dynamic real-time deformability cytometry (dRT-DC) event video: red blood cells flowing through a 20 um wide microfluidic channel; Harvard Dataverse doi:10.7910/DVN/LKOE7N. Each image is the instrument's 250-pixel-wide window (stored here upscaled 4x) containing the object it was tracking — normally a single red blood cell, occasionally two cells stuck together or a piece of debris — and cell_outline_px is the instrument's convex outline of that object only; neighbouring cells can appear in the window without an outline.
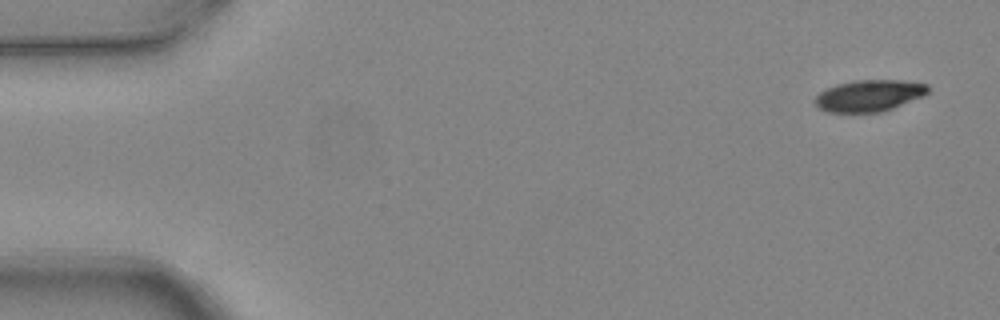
{"species": "common noctule bat (a hibernating species)", "species_latin": "Nyctalus noctula", "temperature_condition": "warm", "stored_images_in_passage": 9, "camera_frame_rate_fps": 3000, "um_per_image_px": 0.085, "animal": {"sex": "female", "body_mass_g": 24.6, "forearm_length_mm": 56.2}, "frame": {"image": 1, "passage_image": 1, "time_ms": 0.0, "image_size_px": [1000, 320], "cell_outline_px": [[928, 92], [924, 96], [892, 108], [880, 112], [828, 112], [816, 108], [812, 100], [820, 92], [836, 84], [852, 80], [904, 80], [928, 84]], "centroid_in_image_um": [73.84, 8.12], "position_along_channel_um": 11.2, "area_um2": 20.98}}
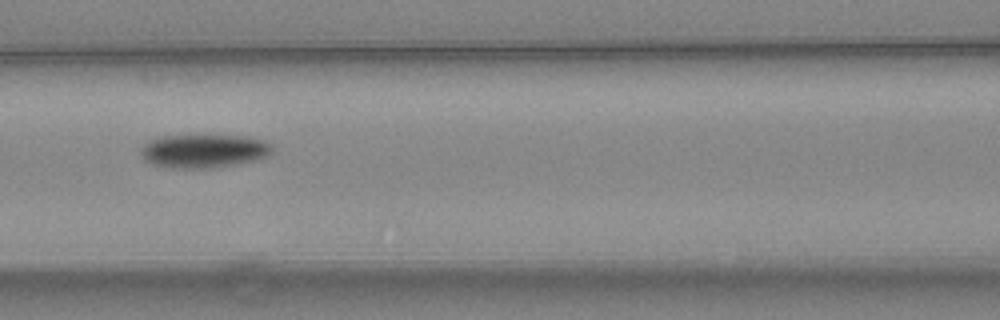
{"frame": {"image": 2, "passage_image": 7, "time_ms": 2.0, "image_size_px": [1000, 320], "cell_outline_px": [[272, 152], [268, 156], [256, 160], [216, 168], [164, 168], [152, 164], [144, 160], [140, 152], [140, 148], [144, 144], [152, 140], [164, 136], [244, 136], [264, 140], [272, 144]], "centroid_in_image_um": [17.33, 12.85], "position_along_channel_um": 149.3, "area_um2": 25.78}}
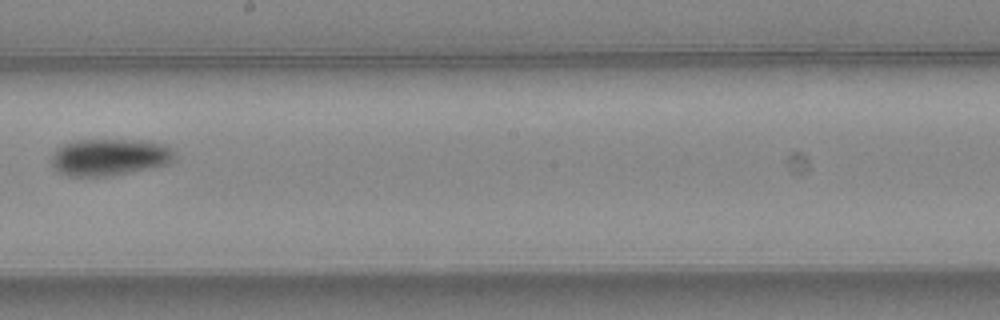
{"frame": {"image": 3, "passage_image": 9, "time_ms": 2.667, "image_size_px": [1000, 320], "cell_outline_px": [[176, 156], [168, 164], [112, 176], [68, 176], [52, 168], [52, 152], [56, 148], [64, 144], [76, 140], [144, 140], [164, 144], [172, 148], [176, 152]], "centroid_in_image_um": [9.31, 13.35], "position_along_channel_um": 238.9, "area_um2": 26.7}}